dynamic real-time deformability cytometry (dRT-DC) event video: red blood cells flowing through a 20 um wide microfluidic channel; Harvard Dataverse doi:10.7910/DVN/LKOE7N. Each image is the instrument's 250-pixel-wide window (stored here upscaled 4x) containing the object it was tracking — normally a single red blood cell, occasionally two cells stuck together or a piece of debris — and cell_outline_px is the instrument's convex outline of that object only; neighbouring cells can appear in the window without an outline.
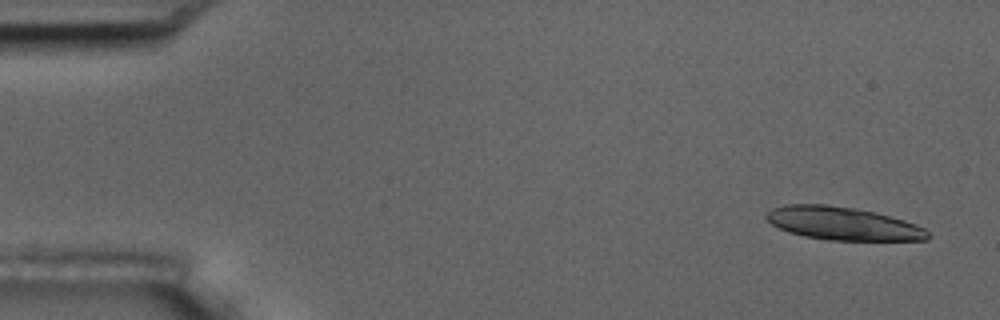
{"species": "common noctule bat (a hibernating species)", "species_latin": "Nyctalus noctula", "temperature_condition": "room temperature", "stored_images_in_passage": 5, "camera_frame_rate_fps": 3000, "um_per_image_px": 0.085, "animal": {"sex": "male", "body_mass_g": 17.5, "forearm_length_mm": 52.3}, "frame": {"image": 1, "passage_image": 1, "time_ms": 0.0, "image_size_px": [1000, 320], "cell_outline_px": [[932, 236], [928, 240], [828, 240], [804, 236], [788, 232], [772, 224], [764, 216], [772, 208], [784, 204], [828, 204], [856, 208], [876, 212], [904, 220], [916, 224], [924, 228]], "centroid_in_image_um": [71.65, 18.99], "position_along_channel_um": 13.3, "area_um2": 31.27}}
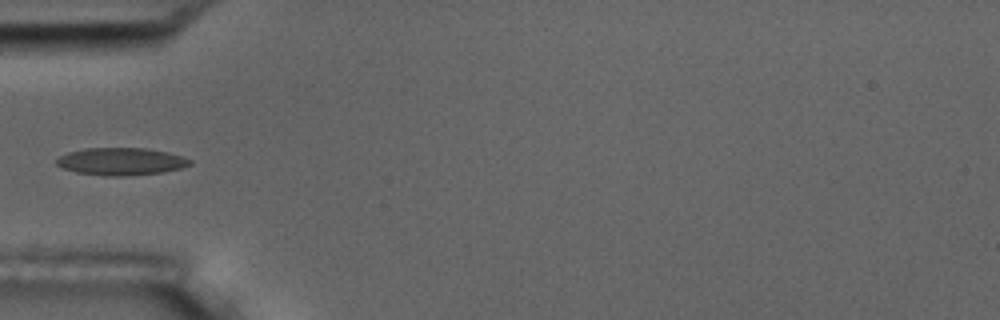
{"frame": {"image": 2, "passage_image": 5, "time_ms": 1.333, "image_size_px": [1000, 320], "cell_outline_px": [[192, 164], [180, 168], [164, 172], [124, 176], [104, 176], [76, 172], [64, 168], [56, 164], [56, 160], [60, 156], [68, 152], [84, 148], [144, 148], [164, 152], [180, 156], [192, 160]], "centroid_in_image_um": [10.27, 13.73], "position_along_channel_um": 74.7, "area_um2": 21.15}}